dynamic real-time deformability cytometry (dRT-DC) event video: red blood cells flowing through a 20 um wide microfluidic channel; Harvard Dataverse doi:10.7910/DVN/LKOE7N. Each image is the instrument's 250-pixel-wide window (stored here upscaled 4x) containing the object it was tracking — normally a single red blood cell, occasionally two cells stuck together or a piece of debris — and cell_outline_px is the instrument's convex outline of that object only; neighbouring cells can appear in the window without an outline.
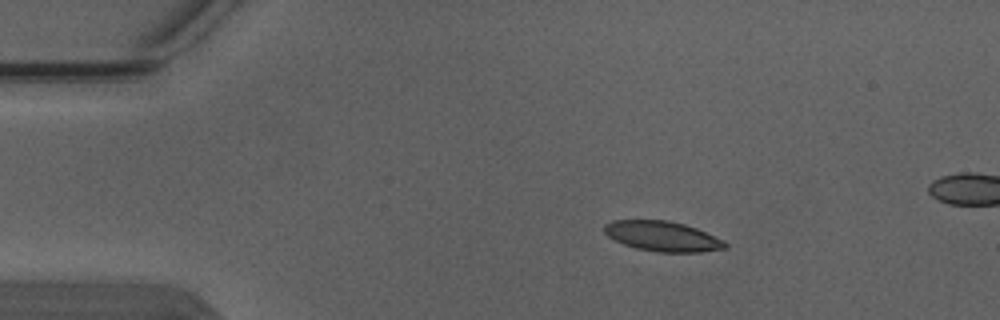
{"species": "Egyptian fruit bat (a non-hibernating species)", "species_latin": "Rousettus aegyptiacus", "temperature_condition": "warm", "stored_images_in_passage": 3, "camera_frame_rate_fps": 3000, "um_per_image_px": 0.085, "animal": {"sex": "male"}, "frame": {"image": 1, "passage_image": 1, "time_ms": 0.0, "image_size_px": [1000, 320], "cell_outline_px": [[728, 248], [700, 252], [656, 252], [636, 248], [624, 244], [608, 236], [604, 232], [604, 224], [612, 220], [668, 220], [684, 224], [696, 228], [724, 240], [728, 244]], "centroid_in_image_um": [56.33, 20.08], "position_along_channel_um": 28.7, "area_um2": 21.21}}